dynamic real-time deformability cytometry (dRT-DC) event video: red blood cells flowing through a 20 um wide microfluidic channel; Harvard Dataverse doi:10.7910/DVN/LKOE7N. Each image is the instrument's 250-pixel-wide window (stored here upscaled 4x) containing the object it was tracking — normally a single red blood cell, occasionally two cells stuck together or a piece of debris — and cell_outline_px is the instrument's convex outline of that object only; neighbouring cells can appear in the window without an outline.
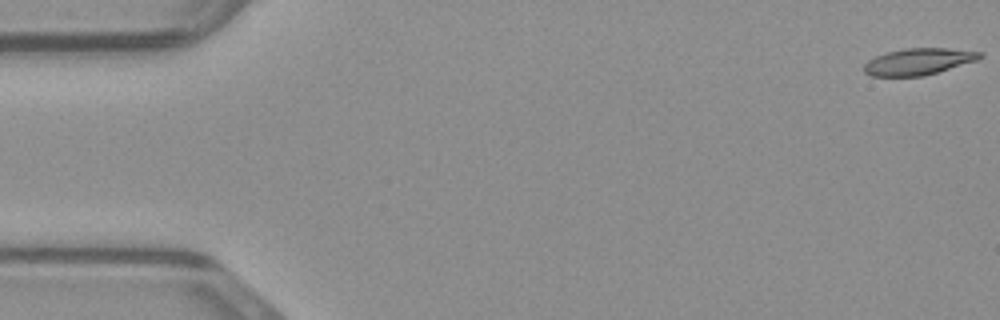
{"species": "common noctule bat (a hibernating species)", "species_latin": "Nyctalus noctula", "temperature_condition": "warm", "stored_images_in_passage": 49, "camera_frame_rate_fps": 3000, "um_per_image_px": 0.085, "animal": {"sex": "male", "body_mass_g": 23.1, "forearm_length_mm": 52.7}, "frame": {"image": 1, "passage_image": 1, "time_ms": 0.0, "image_size_px": [1000, 320], "cell_outline_px": [[984, 56], [976, 60], [924, 76], [872, 76], [864, 72], [864, 64], [868, 60], [876, 56], [888, 52], [904, 48], [948, 48], [984, 52]], "centroid_in_image_um": [78.07, 5.22], "position_along_channel_um": 6.9, "area_um2": 17.86}}
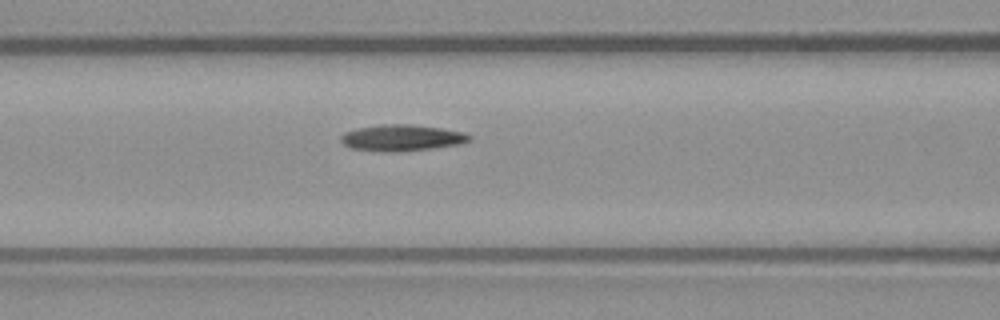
{"frame": {"image": 2, "passage_image": 20, "time_ms": 6.333, "image_size_px": [1000, 320], "cell_outline_px": [[472, 140], [460, 144], [432, 148], [396, 152], [380, 152], [352, 148], [344, 144], [340, 140], [340, 136], [344, 132], [356, 128], [380, 124], [408, 124], [440, 128], [464, 132], [472, 136]], "centroid_in_image_um": [34.14, 11.71], "position_along_channel_um": 132.5, "area_um2": 19.83}}
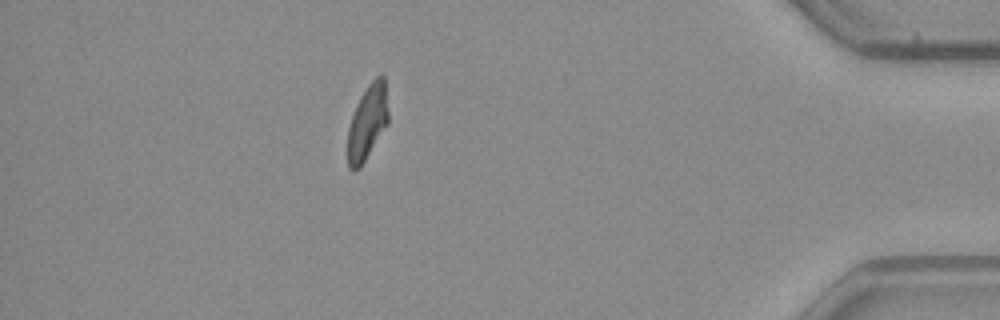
{"frame": {"image": 3, "passage_image": 43, "time_ms": 14.0, "image_size_px": [1000, 320], "cell_outline_px": [[388, 124], [360, 168], [352, 172], [348, 168], [348, 128], [356, 104], [360, 96], [368, 84], [376, 76], [384, 76], [388, 112]], "centroid_in_image_um": [31.22, 10.42], "position_along_channel_um": 404.0, "area_um2": 17.74}}